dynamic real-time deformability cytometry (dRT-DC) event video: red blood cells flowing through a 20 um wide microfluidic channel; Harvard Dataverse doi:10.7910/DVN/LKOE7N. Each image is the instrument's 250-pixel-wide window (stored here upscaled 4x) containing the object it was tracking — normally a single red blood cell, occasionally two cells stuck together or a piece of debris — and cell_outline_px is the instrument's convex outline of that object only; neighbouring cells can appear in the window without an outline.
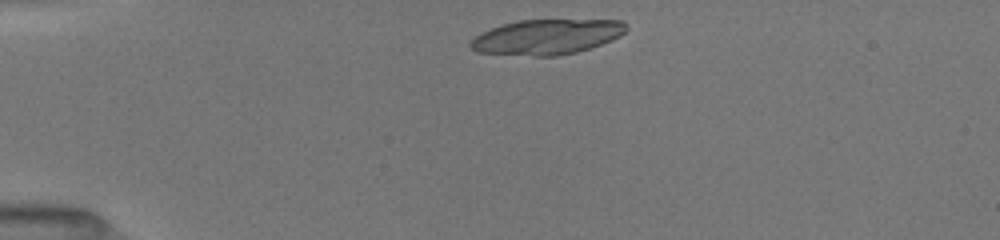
{"species": "common noctule bat (a hibernating species)", "species_latin": "Nyctalus noctula", "temperature_condition": "room temperature", "stored_images_in_passage": 21, "camera_frame_rate_fps": 3000, "um_per_image_px": 0.085, "animal": {"sex": "female", "body_mass_g": 19.5, "forearm_length_mm": 54.1}, "frame": {"image": 1, "passage_image": 1, "time_ms": 0.0, "image_size_px": [1000, 240], "cell_outline_px": [[628, 28], [620, 36], [612, 40], [576, 52], [556, 56], [536, 56], [476, 52], [468, 44], [480, 32], [504, 24], [520, 20], [624, 20]], "centroid_in_image_um": [46.49, 3.13], "position_along_channel_um": 38.5, "area_um2": 31.67}, "authors_computed_cell_mechanics": {"area_um2": 18.7272, "velocity_mm_per_s": 4.0093, "shape_relaxation_time_tau1_ms": null, "shape_relaxation_time_tau2_ms": 2.3719, "deformation_change_tau1": null, "deformation_change_tau2": 0.0729}}